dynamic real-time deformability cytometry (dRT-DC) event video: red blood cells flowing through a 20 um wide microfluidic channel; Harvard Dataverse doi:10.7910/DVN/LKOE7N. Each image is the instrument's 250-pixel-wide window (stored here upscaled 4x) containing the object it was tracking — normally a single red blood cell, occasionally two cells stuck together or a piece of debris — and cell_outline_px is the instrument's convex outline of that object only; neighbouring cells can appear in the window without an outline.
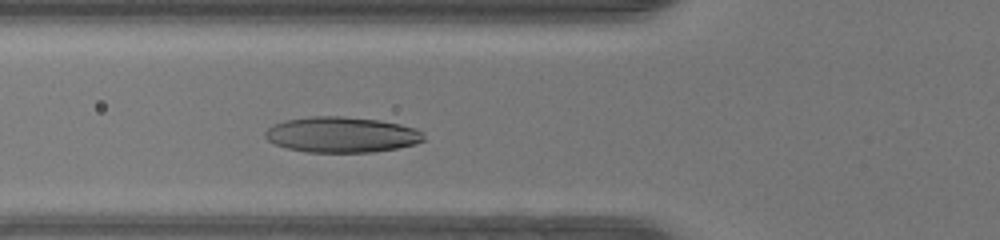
{"species": "human", "species_latin": "Homo sapiens", "temperature_condition": "warm", "stored_images_in_passage": 43, "camera_frame_rate_fps": 3000, "um_per_image_px": 0.085, "donor": {"sex": "female"}, "frame": {"image": 1, "passage_image": 12, "time_ms": 3.667, "image_size_px": [1000, 240], "cell_outline_px": [[424, 140], [416, 144], [396, 148], [372, 152], [304, 152], [288, 148], [276, 144], [268, 140], [264, 136], [264, 132], [272, 124], [284, 120], [308, 116], [344, 116], [380, 120], [400, 124], [416, 128], [424, 132]], "centroid_in_image_um": [29.03, 11.43], "position_along_channel_um": 96.8, "area_um2": 33.18}}
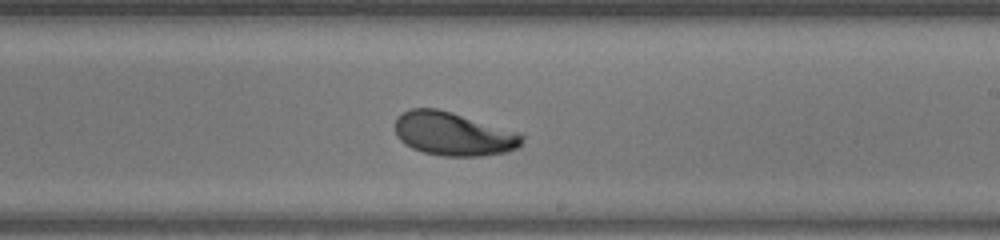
{"frame": {"image": 2, "passage_image": 23, "time_ms": 7.333, "image_size_px": [1000, 240], "cell_outline_px": [[524, 136], [520, 148], [508, 152], [484, 156], [444, 156], [424, 152], [412, 148], [404, 144], [396, 136], [396, 116], [412, 108], [436, 108], [452, 112], [524, 132]], "centroid_in_image_um": [38.62, 11.38], "position_along_channel_um": 250.4, "area_um2": 32.83}}
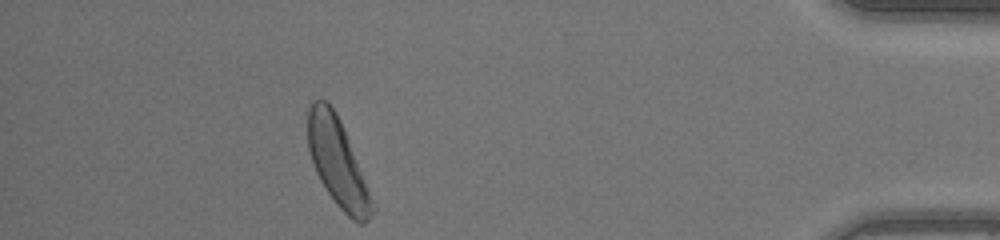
{"frame": {"image": 3, "passage_image": 38, "time_ms": 12.333, "image_size_px": [1000, 240], "cell_outline_px": [[376, 208], [368, 220], [364, 224], [360, 224], [352, 220], [336, 204], [320, 180], [316, 172], [308, 148], [308, 108], [312, 100], [324, 100], [336, 112], [340, 120]], "centroid_in_image_um": [28.69, 13.84], "position_along_channel_um": 406.5, "area_um2": 32.25}, "authors_computed_cell_mechanics": {"area_um2": 32.368, "velocity_mm_per_s": 4.2084, "shape_relaxation_time_tau1_ms": 2.7423, "shape_relaxation_time_tau2_ms": 10.7394, "deformation_change_tau1": 0.1401, "deformation_change_tau2": 0.1891}}